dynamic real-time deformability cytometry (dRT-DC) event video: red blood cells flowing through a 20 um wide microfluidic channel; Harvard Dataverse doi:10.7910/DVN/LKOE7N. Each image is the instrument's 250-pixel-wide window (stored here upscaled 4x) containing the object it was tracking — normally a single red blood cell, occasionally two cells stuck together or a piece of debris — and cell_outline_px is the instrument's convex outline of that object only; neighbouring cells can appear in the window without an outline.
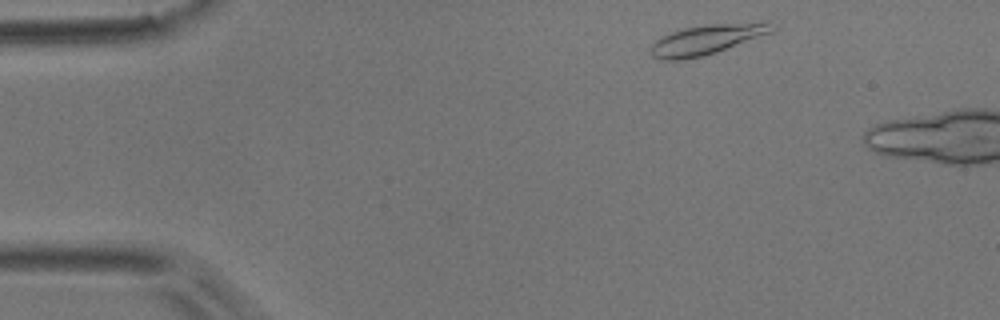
{"species": "common noctule bat (a hibernating species)", "species_latin": "Nyctalus noctula", "temperature_condition": "room temperature", "stored_images_in_passage": 2, "camera_frame_rate_fps": 3000, "um_per_image_px": 0.085, "animal": {"sex": "male", "body_mass_g": 17.9}, "frame": {"image": 1, "passage_image": 1, "time_ms": 0.0, "image_size_px": [1000, 320], "cell_outline_px": [[776, 28], [772, 32], [716, 52], [704, 56], [680, 60], [660, 60], [652, 56], [648, 48], [652, 40], [660, 36], [684, 28], [708, 24], [768, 20]], "centroid_in_image_um": [60.05, 3.34], "position_along_channel_um": 24.9, "area_um2": 21.68}}